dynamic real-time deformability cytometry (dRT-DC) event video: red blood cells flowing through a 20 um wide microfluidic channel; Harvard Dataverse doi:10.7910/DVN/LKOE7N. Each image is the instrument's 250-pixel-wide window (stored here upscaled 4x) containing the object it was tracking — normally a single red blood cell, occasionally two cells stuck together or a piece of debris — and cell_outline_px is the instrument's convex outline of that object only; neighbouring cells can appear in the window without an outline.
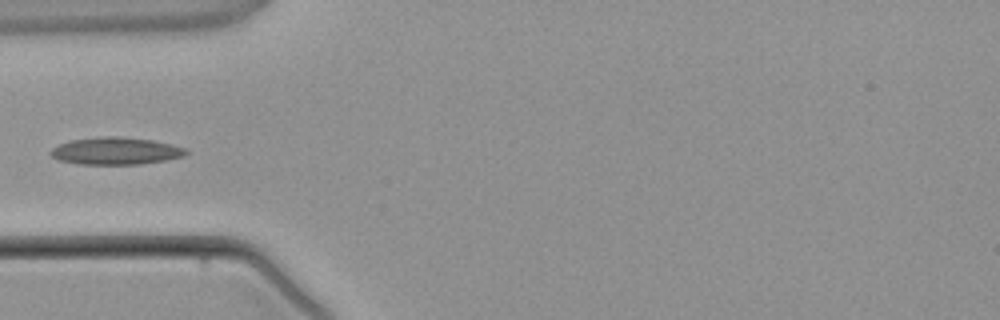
{"species": "common noctule bat (a hibernating species)", "species_latin": "Nyctalus noctula", "temperature_condition": "warm", "stored_images_in_passage": 4, "camera_frame_rate_fps": 3000, "um_per_image_px": 0.085, "animal": {"sex": "male", "body_mass_g": 21.5, "forearm_length_mm": 52.0}, "frame": {"image": 1, "passage_image": 4, "time_ms": 3.667, "image_size_px": [1000, 320], "cell_outline_px": [[188, 152], [184, 156], [164, 160], [140, 164], [80, 164], [56, 160], [48, 152], [52, 148], [60, 144], [72, 140], [100, 136], [120, 136], [152, 140], [172, 144], [188, 148]], "centroid_in_image_um": [9.84, 12.83], "position_along_channel_um": 75.2, "area_um2": 21.62}}